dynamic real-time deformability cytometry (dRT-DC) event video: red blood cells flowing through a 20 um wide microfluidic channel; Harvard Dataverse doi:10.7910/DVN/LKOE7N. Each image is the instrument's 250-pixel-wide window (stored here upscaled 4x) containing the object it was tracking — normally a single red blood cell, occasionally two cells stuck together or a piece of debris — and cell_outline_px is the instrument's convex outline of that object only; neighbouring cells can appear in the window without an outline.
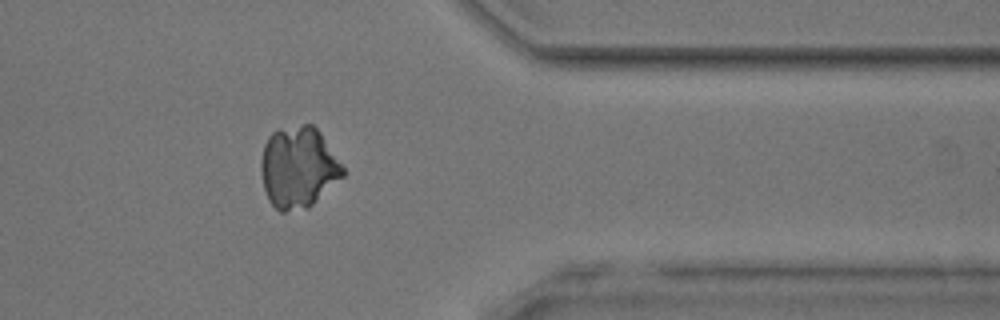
{"species": "common noctule bat (a hibernating species)", "species_latin": "Nyctalus noctula", "temperature_condition": "room temperature", "stored_images_in_passage": 50, "camera_frame_rate_fps": 3000, "um_per_image_px": 0.085, "animal": {"sex": "male", "body_mass_g": 17.9, "forearm_length_mm": 54.2}, "frame": {"image": 1, "passage_image": 41, "time_ms": 13.333, "image_size_px": [1000, 320], "cell_outline_px": [[344, 176], [308, 208], [284, 212], [280, 212], [268, 200], [264, 188], [260, 172], [260, 160], [264, 144], [268, 136], [272, 132], [304, 124], [312, 124], [320, 132], [344, 168]], "centroid_in_image_um": [25.33, 14.25], "position_along_channel_um": 386.1, "area_um2": 38.67}}
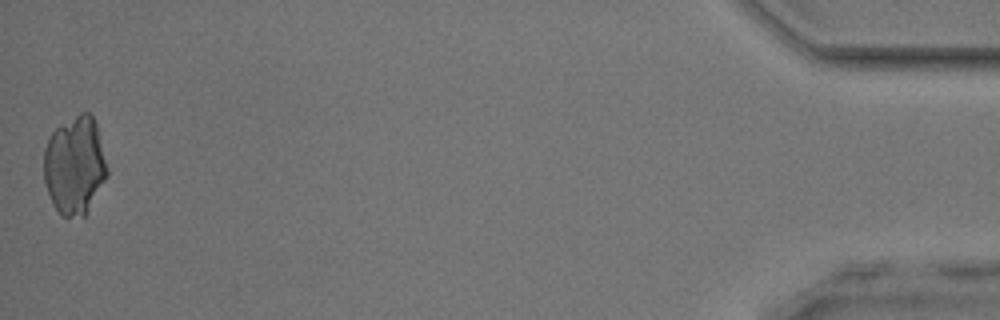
{"frame": {"image": 2, "passage_image": 50, "time_ms": 16.333, "image_size_px": [1000, 320], "cell_outline_px": [[108, 176], [84, 216], [60, 216], [52, 204], [44, 180], [44, 148], [52, 132], [56, 128], [80, 112], [88, 112], [92, 116], [96, 124], [108, 172]], "centroid_in_image_um": [6.34, 14.07], "position_along_channel_um": 428.9, "area_um2": 35.95}}